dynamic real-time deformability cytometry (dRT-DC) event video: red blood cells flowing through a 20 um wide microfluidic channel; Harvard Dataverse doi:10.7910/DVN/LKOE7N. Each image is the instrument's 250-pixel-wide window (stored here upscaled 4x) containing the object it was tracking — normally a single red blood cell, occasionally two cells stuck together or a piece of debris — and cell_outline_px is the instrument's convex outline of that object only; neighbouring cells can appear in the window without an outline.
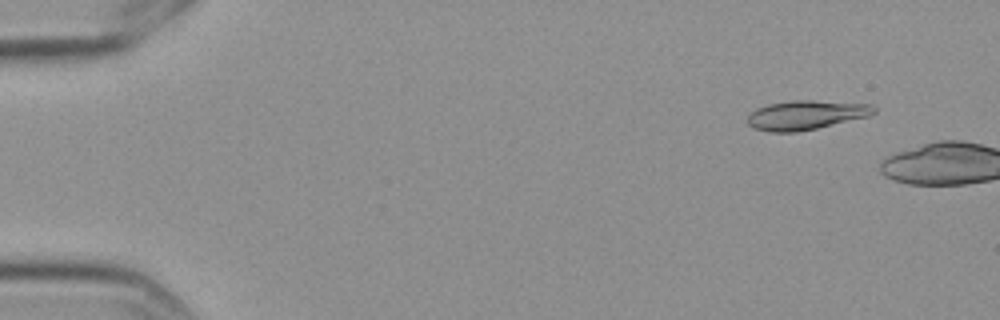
{"species": "Egyptian fruit bat (a non-hibernating species)", "species_latin": "Rousettus aegyptiacus", "temperature_condition": "cold", "stored_images_in_passage": 3, "camera_frame_rate_fps": 3000, "um_per_image_px": 0.085, "frame": {"image": 1, "passage_image": 2, "time_ms": 0.333, "image_size_px": [1000, 320], "cell_outline_px": [[876, 112], [868, 116], [816, 128], [796, 132], [768, 132], [752, 128], [748, 124], [748, 116], [756, 108], [768, 104], [792, 100], [812, 100], [872, 104], [876, 108]], "centroid_in_image_um": [68.49, 9.77], "position_along_channel_um": 16.5, "area_um2": 21.5}}